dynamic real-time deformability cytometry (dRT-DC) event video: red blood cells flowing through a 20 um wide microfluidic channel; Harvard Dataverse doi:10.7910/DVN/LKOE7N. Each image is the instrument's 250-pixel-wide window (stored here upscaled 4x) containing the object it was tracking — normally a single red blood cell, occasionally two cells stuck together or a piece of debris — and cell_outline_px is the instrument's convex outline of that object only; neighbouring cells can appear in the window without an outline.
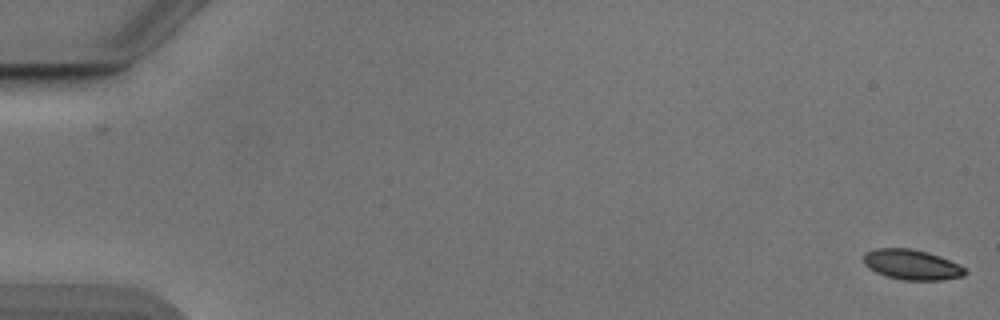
{"species": "Egyptian fruit bat (a non-hibernating species)", "species_latin": "Rousettus aegyptiacus", "temperature_condition": "cold", "stored_images_in_passage": 54, "camera_frame_rate_fps": 3000, "um_per_image_px": 0.085, "animal": {"sex": "male"}, "frame": {"image": 1, "passage_image": 1, "time_ms": 0.0, "image_size_px": [1000, 320], "cell_outline_px": [[968, 272], [964, 276], [944, 280], [904, 280], [888, 276], [876, 272], [868, 268], [864, 264], [864, 252], [876, 248], [912, 248], [928, 252], [940, 256], [960, 264]], "centroid_in_image_um": [77.52, 22.49], "position_along_channel_um": 7.5, "area_um2": 18.03}}
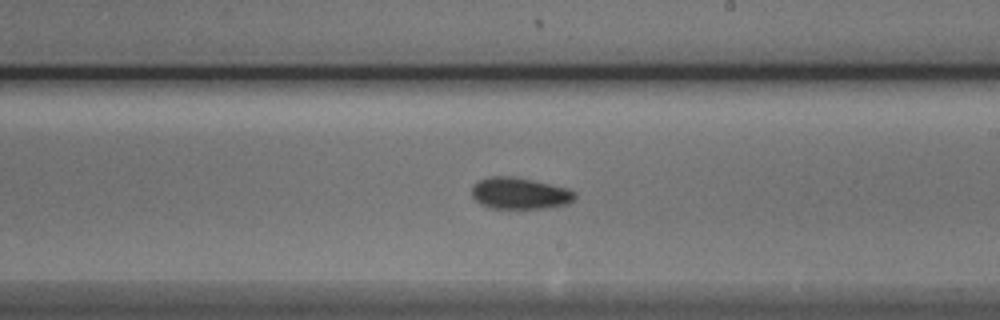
{"frame": {"image": 2, "passage_image": 32, "time_ms": 10.333, "image_size_px": [1000, 320], "cell_outline_px": [[576, 196], [568, 204], [544, 208], [488, 208], [480, 204], [472, 196], [472, 184], [488, 176], [516, 176], [568, 188], [576, 192]], "centroid_in_image_um": [44.16, 16.42], "position_along_channel_um": 244.8, "area_um2": 19.13}}
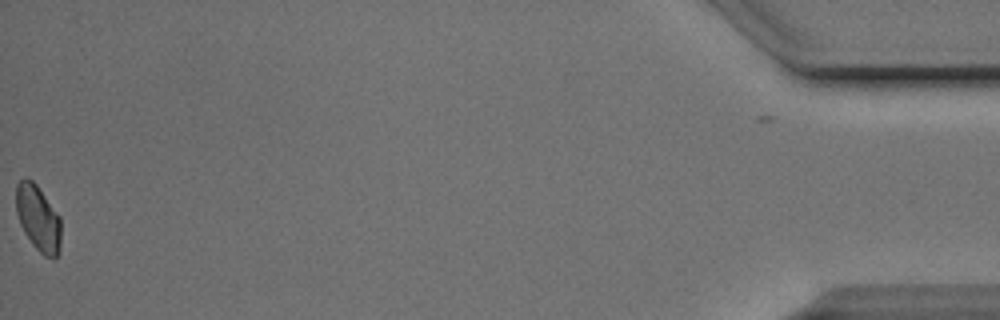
{"frame": {"image": 3, "passage_image": 54, "time_ms": 17.667, "image_size_px": [1000, 320], "cell_outline_px": [[60, 248], [56, 256], [52, 260], [44, 256], [32, 244], [24, 232], [20, 224], [16, 212], [16, 184], [24, 176], [28, 176], [36, 184], [60, 216]], "centroid_in_image_um": [3.23, 18.53], "position_along_channel_um": 432.0, "area_um2": 17.4}, "authors_computed_cell_mechanics": {"area_um2": 18.2359, "velocity_mm_per_s": 3.8772, "shape_relaxation_time_tau1_ms": 3.5515, "shape_relaxation_time_tau2_ms": 3.3616, "deformation_change_tau1": 0.0857, "deformation_change_tau2": 0.0635}}